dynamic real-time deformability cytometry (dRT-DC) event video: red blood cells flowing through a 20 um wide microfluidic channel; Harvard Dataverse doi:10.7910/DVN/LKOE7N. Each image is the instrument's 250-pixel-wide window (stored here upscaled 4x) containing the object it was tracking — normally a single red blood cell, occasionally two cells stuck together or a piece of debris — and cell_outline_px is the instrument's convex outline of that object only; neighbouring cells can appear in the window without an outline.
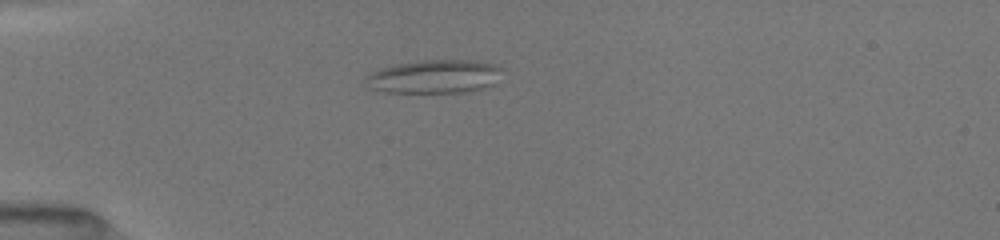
{"species": "common noctule bat (a hibernating species)", "species_latin": "Nyctalus noctula", "temperature_condition": "room temperature", "stored_images_in_passage": 32, "camera_frame_rate_fps": 3000, "um_per_image_px": 0.085, "animal": {"sex": "female", "body_mass_g": 19.5, "forearm_length_mm": 54.1}, "frame": {"image": 1, "passage_image": 1, "time_ms": 0.0, "image_size_px": [1000, 240], "cell_outline_px": [[500, 68], [492, 84], [484, 88], [464, 92], [384, 92], [372, 88], [368, 76], [372, 72], [380, 68], [396, 64], [424, 60], [468, 60], [492, 64]], "centroid_in_image_um": [36.9, 6.5], "position_along_channel_um": 48.1, "area_um2": 25.72}}
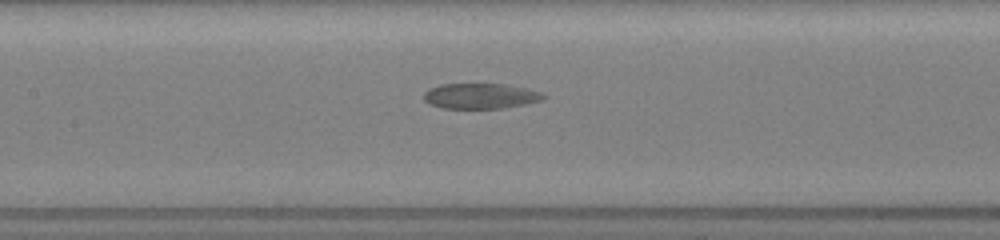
{"frame": {"image": 2, "passage_image": 12, "time_ms": 3.667, "image_size_px": [1000, 240], "cell_outline_px": [[544, 96], [540, 100], [524, 104], [504, 108], [440, 108], [424, 100], [424, 92], [428, 88], [440, 84], [504, 84], [544, 92]], "centroid_in_image_um": [40.8, 8.15], "position_along_channel_um": 166.6, "area_um2": 17.57}}
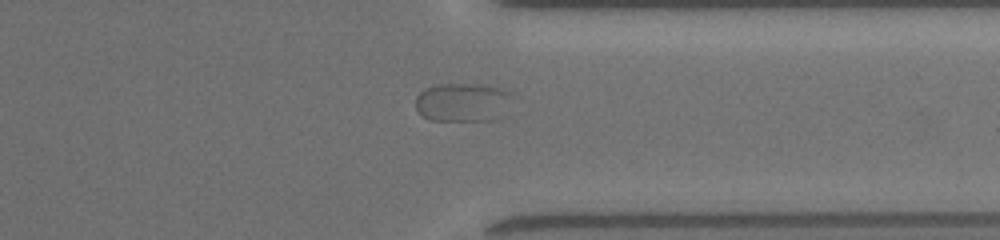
{"frame": {"image": 3, "passage_image": 28, "time_ms": 9.0, "image_size_px": [1000, 240], "cell_outline_px": [[512, 96], [492, 120], [428, 120], [416, 108], [416, 96], [424, 88], [440, 84], [484, 84], [508, 92]], "centroid_in_image_um": [39.2, 8.67], "position_along_channel_um": 372.2, "area_um2": 21.04}}